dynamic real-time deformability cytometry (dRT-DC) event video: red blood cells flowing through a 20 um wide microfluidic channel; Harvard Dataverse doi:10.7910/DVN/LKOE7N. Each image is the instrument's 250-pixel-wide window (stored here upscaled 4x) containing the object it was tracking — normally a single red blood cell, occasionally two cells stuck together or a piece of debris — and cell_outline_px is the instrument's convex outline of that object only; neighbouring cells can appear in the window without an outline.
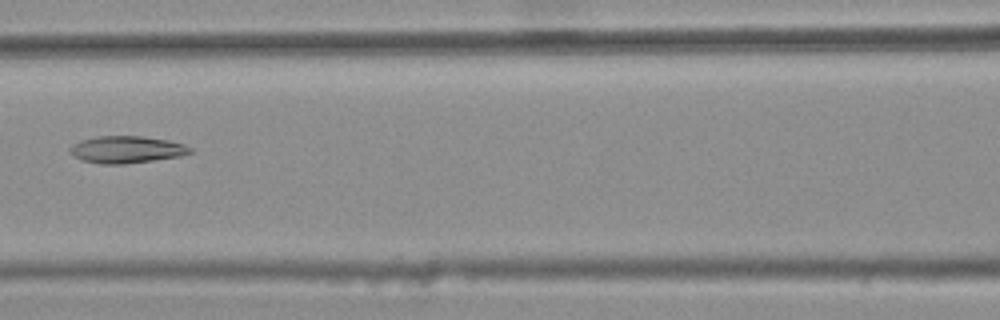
{"species": "common noctule bat (a hibernating species)", "species_latin": "Nyctalus noctula", "temperature_condition": "warm", "stored_images_in_passage": 7, "camera_frame_rate_fps": 3000, "um_per_image_px": 0.085, "animal": {"sex": "female", "body_mass_g": 25.1}, "frame": {"image": 1, "passage_image": 6, "time_ms": 1.667, "image_size_px": [1000, 320], "cell_outline_px": [[192, 152], [180, 156], [124, 164], [104, 164], [84, 160], [68, 152], [68, 148], [72, 144], [80, 140], [96, 136], [140, 136], [168, 140], [184, 144], [192, 148]], "centroid_in_image_um": [10.74, 12.7], "position_along_channel_um": 155.9, "area_um2": 18.84}}
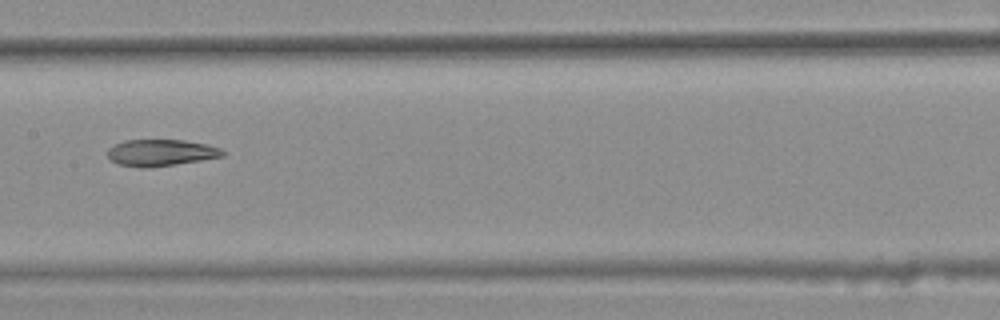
{"frame": {"image": 2, "passage_image": 7, "time_ms": 2.0, "image_size_px": [1000, 320], "cell_outline_px": [[224, 156], [176, 164], [116, 164], [108, 156], [108, 148], [112, 144], [124, 140], [184, 140], [208, 144], [220, 148], [224, 152]], "centroid_in_image_um": [13.71, 12.91], "position_along_channel_um": 193.7, "area_um2": 16.99}}